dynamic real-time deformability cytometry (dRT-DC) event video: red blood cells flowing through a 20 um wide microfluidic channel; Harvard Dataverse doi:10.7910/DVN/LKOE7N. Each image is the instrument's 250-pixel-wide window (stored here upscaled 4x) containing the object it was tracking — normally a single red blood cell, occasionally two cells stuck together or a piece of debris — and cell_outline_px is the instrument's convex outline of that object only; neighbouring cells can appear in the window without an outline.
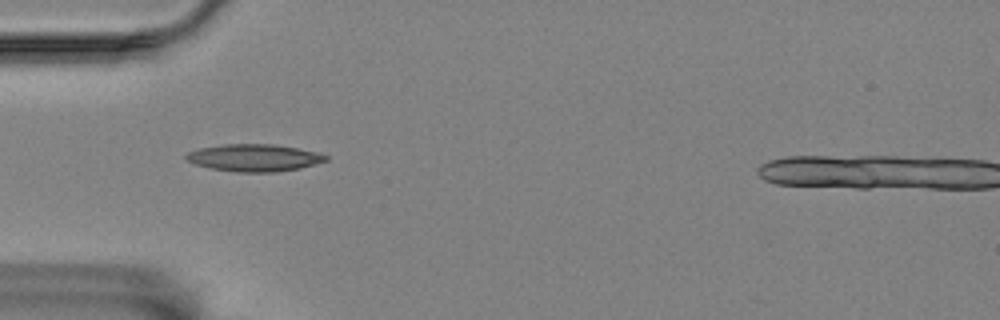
{"species": "Egyptian fruit bat (a non-hibernating species)", "species_latin": "Rousettus aegyptiacus", "temperature_condition": "room temperature", "stored_images_in_passage": 4, "camera_frame_rate_fps": 3000, "um_per_image_px": 0.085, "animal": {"sex": "female"}, "frame": {"image": 1, "passage_image": 1, "time_ms": 0.0, "image_size_px": [1000, 320], "cell_outline_px": [[328, 160], [300, 168], [276, 172], [236, 172], [212, 168], [196, 164], [184, 160], [184, 156], [188, 152], [200, 148], [224, 144], [272, 144], [320, 152], [328, 156]], "centroid_in_image_um": [21.61, 13.41], "position_along_channel_um": 63.4, "area_um2": 22.14}}
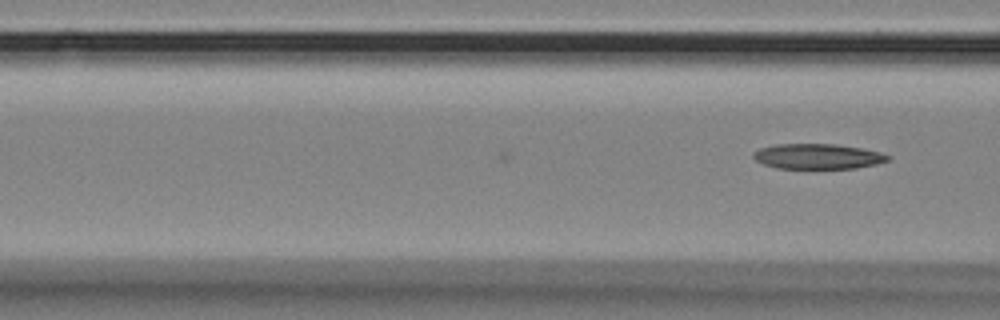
{"frame": {"image": 2, "passage_image": 4, "time_ms": 1.0, "image_size_px": [1000, 320], "cell_outline_px": [[892, 156], [888, 160], [876, 164], [856, 168], [776, 168], [764, 164], [756, 160], [752, 156], [752, 152], [760, 148], [776, 144], [836, 144], [860, 148], [880, 152]], "centroid_in_image_um": [69.5, 13.29], "position_along_channel_um": 97.1, "area_um2": 19.71}}